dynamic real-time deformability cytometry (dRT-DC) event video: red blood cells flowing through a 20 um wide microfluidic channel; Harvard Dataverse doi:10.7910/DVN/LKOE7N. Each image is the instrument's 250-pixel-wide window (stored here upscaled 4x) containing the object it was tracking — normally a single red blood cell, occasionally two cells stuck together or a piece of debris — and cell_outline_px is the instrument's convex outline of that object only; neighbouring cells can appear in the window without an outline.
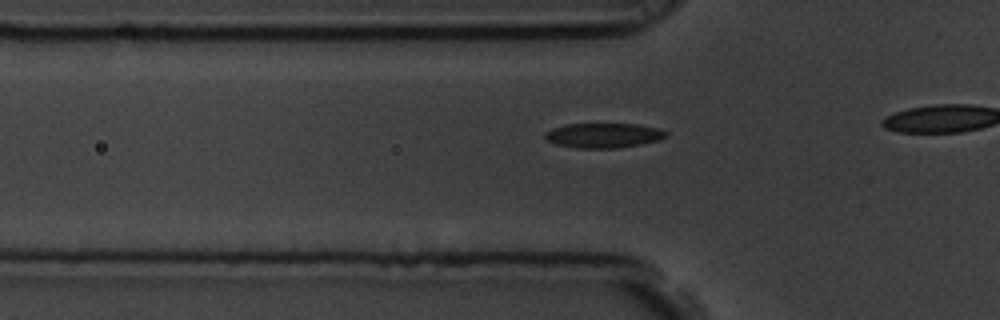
{"species": "common noctule bat (a hibernating species)", "species_latin": "Nyctalus noctula", "temperature_condition": "room temperature", "stored_images_in_passage": 21, "camera_frame_rate_fps": 3000, "um_per_image_px": 0.085, "animal": {"sex": "male", "body_mass_g": 19.5, "forearm_length_mm": 54.6}, "frame": {"image": 1, "passage_image": 15, "time_ms": 4.667, "image_size_px": [1000, 320], "cell_outline_px": [[668, 136], [660, 140], [640, 144], [616, 148], [576, 148], [556, 144], [548, 140], [544, 136], [544, 132], [552, 128], [564, 124], [636, 124], [660, 128], [668, 132]], "centroid_in_image_um": [51.32, 11.5], "position_along_channel_um": 74.5, "area_um2": 17.57}}
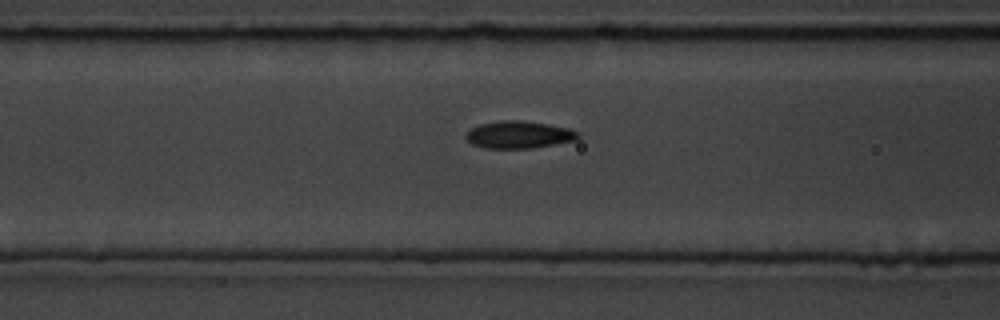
{"frame": {"image": 2, "passage_image": 19, "time_ms": 6.0, "image_size_px": [1000, 320], "cell_outline_px": [[580, 136], [576, 140], [532, 148], [484, 148], [472, 144], [464, 136], [472, 128], [480, 124], [500, 120], [520, 120], [548, 124], [568, 128], [580, 132]], "centroid_in_image_um": [44.12, 11.44], "position_along_channel_um": 122.5, "area_um2": 17.8}}